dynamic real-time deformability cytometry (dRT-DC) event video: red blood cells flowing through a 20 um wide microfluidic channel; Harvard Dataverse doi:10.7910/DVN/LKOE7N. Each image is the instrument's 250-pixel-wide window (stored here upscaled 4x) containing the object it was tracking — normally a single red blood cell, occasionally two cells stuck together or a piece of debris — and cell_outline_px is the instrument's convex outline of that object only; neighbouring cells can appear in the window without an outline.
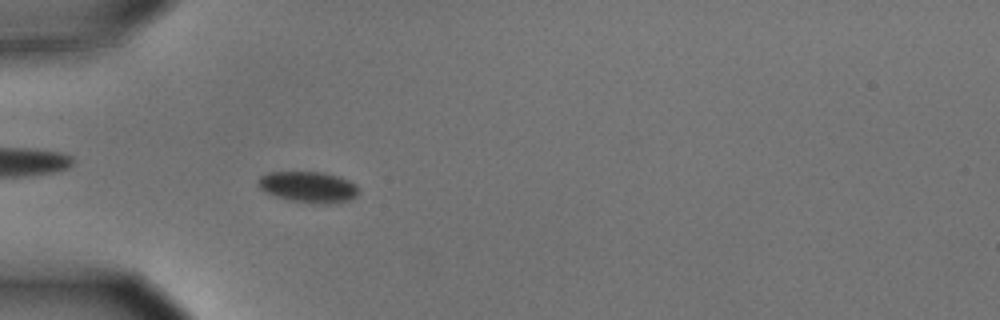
{"species": "common noctule bat (a hibernating species)", "species_latin": "Nyctalus noctula", "temperature_condition": "cold", "stored_images_in_passage": 57, "camera_frame_rate_fps": 3000, "um_per_image_px": 0.085, "animal": {"sex": "male", "body_mass_g": 15.6}, "frame": {"image": 1, "passage_image": 18, "time_ms": 5.667, "image_size_px": [1000, 320], "cell_outline_px": [[360, 192], [356, 196], [348, 200], [324, 204], [292, 200], [276, 196], [264, 192], [256, 184], [256, 180], [260, 176], [268, 172], [324, 172], [340, 176], [356, 184], [360, 188]], "centroid_in_image_um": [26.21, 15.87], "position_along_channel_um": 58.8, "area_um2": 18.26}}
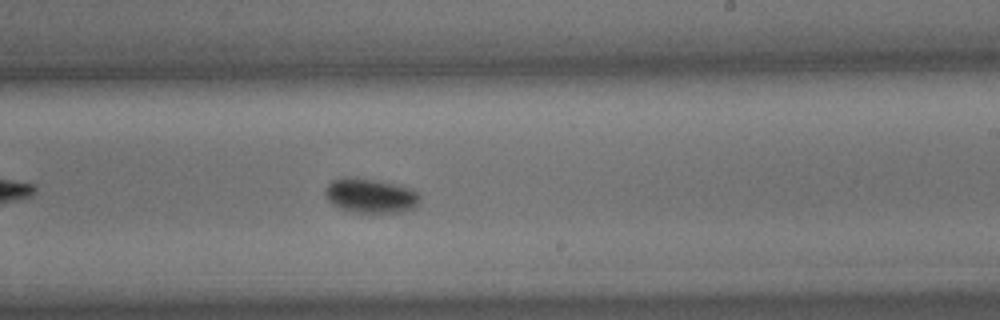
{"frame": {"image": 2, "passage_image": 35, "time_ms": 11.333, "image_size_px": [1000, 320], "cell_outline_px": [[420, 200], [416, 208], [404, 212], [356, 212], [340, 208], [328, 200], [324, 192], [324, 188], [332, 180], [348, 176], [376, 180], [412, 188], [420, 192]], "centroid_in_image_um": [31.53, 16.62], "position_along_channel_um": 257.5, "area_um2": 19.19}}
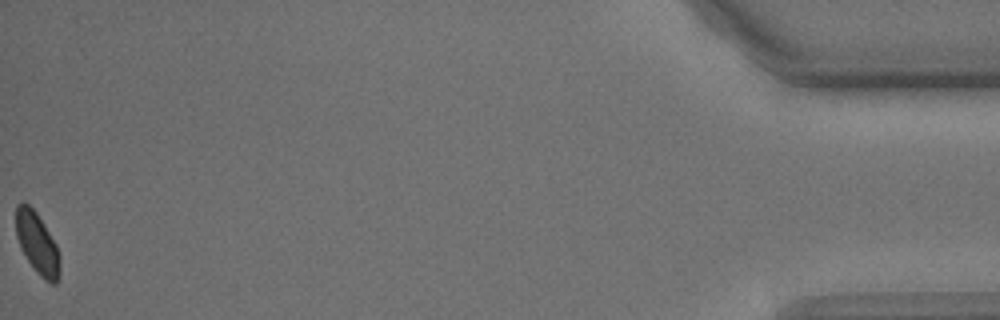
{"frame": {"image": 3, "passage_image": 57, "time_ms": 18.667, "image_size_px": [1000, 320], "cell_outline_px": [[60, 272], [56, 284], [52, 284], [44, 280], [36, 272], [20, 248], [16, 236], [16, 204], [28, 204], [36, 212], [56, 244], [60, 256]], "centroid_in_image_um": [3.17, 20.72], "position_along_channel_um": 432.0, "area_um2": 15.66}}